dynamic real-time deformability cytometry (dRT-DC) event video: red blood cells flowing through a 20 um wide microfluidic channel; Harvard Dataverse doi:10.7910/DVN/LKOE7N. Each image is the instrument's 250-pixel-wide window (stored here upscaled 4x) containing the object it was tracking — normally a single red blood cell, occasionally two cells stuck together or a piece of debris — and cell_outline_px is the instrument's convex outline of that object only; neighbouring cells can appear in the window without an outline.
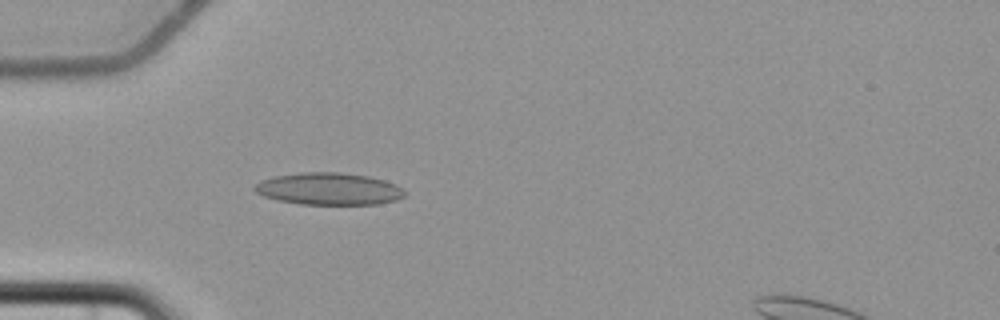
{"species": "common noctule bat (a hibernating species)", "species_latin": "Nyctalus noctula", "temperature_condition": "cold", "stored_images_in_passage": 5, "camera_frame_rate_fps": 3000, "um_per_image_px": 0.085, "animal": {"sex": "female", "body_mass_g": 22.7, "forearm_length_mm": 54.2}, "frame": {"image": 1, "passage_image": 5, "time_ms": 5.0, "image_size_px": [1000, 320], "cell_outline_px": [[404, 196], [396, 200], [380, 204], [300, 204], [276, 200], [264, 196], [256, 192], [252, 188], [260, 180], [272, 176], [304, 172], [336, 172], [368, 176], [384, 180], [396, 184], [404, 192]], "centroid_in_image_um": [27.91, 16.05], "position_along_channel_um": 57.1, "area_um2": 28.09}}